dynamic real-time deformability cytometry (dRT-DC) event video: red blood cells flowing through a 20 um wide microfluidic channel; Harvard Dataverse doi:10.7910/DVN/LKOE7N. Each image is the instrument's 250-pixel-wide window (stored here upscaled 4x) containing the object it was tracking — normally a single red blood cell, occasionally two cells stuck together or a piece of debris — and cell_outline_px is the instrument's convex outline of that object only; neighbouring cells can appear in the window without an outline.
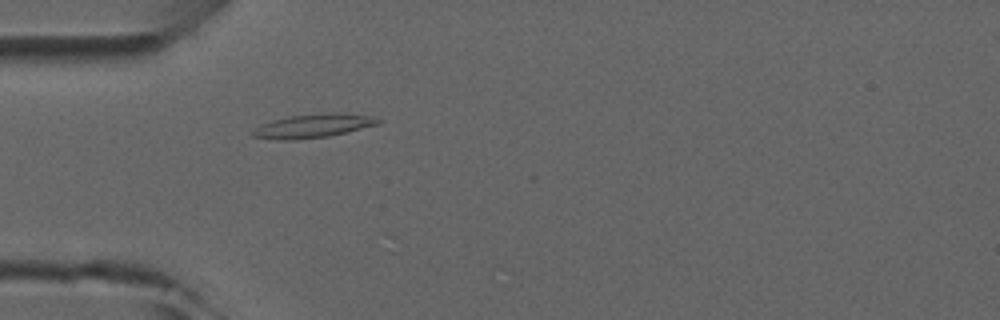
{"species": "common noctule bat (a hibernating species)", "species_latin": "Nyctalus noctula", "temperature_condition": "room temperature", "stored_images_in_passage": 10, "camera_frame_rate_fps": 3000, "um_per_image_px": 0.085, "animal": {"sex": "male", "forearm_length_mm": 52.5}, "frame": {"image": 1, "passage_image": 4, "time_ms": 1.0, "image_size_px": [1000, 320], "cell_outline_px": [[380, 124], [328, 136], [292, 140], [280, 140], [252, 136], [252, 132], [260, 124], [272, 120], [288, 116], [328, 112], [344, 112], [372, 116], [380, 120]], "centroid_in_image_um": [26.63, 10.68], "position_along_channel_um": 58.4, "area_um2": 17.4}}
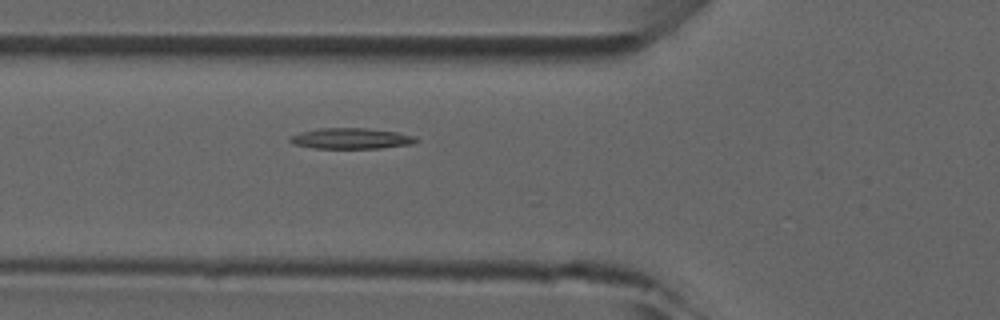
{"frame": {"image": 2, "passage_image": 7, "time_ms": 2.0, "image_size_px": [1000, 320], "cell_outline_px": [[420, 140], [412, 144], [380, 148], [312, 148], [292, 144], [288, 140], [288, 136], [300, 132], [320, 128], [364, 128], [396, 132], [416, 136]], "centroid_in_image_um": [29.81, 11.77], "position_along_channel_um": 96.0, "area_um2": 15.37}}